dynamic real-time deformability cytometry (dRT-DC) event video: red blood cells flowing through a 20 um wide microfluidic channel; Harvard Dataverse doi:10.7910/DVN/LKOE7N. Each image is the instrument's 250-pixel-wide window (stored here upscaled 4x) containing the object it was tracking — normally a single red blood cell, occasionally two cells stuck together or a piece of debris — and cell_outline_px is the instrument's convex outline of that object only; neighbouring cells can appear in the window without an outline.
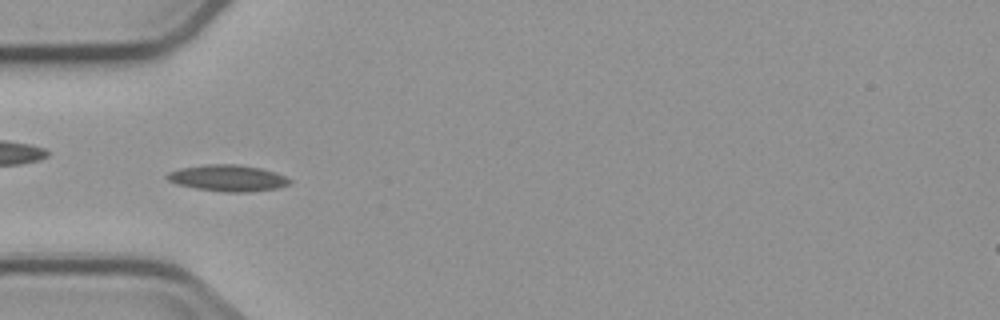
{"species": "common noctule bat (a hibernating species)", "species_latin": "Nyctalus noctula", "temperature_condition": "cold", "stored_images_in_passage": 8, "camera_frame_rate_fps": 3000, "um_per_image_px": 0.085, "animal": {"sex": "male", "body_mass_g": 23.1, "forearm_length_mm": 52.7}, "frame": {"image": 1, "passage_image": 4, "time_ms": 4.333, "image_size_px": [1000, 320], "cell_outline_px": [[292, 184], [276, 188], [248, 192], [224, 192], [196, 188], [176, 184], [168, 180], [164, 176], [168, 172], [180, 168], [204, 164], [236, 164], [260, 168], [276, 172], [292, 180]], "centroid_in_image_um": [19.35, 15.13], "position_along_channel_um": 65.6, "area_um2": 18.96}}
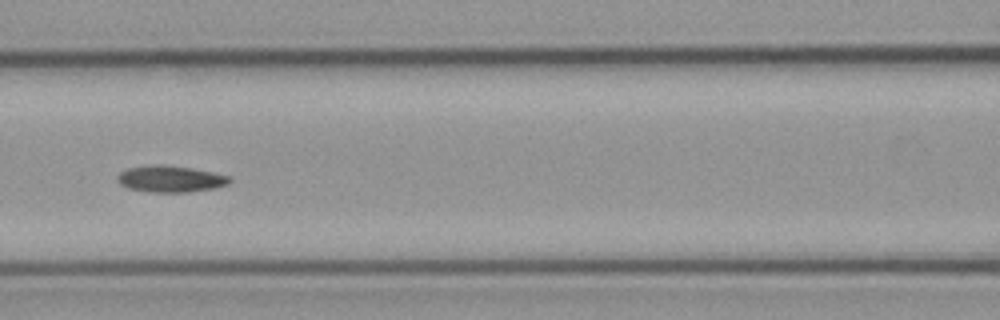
{"frame": {"image": 2, "passage_image": 6, "time_ms": 6.667, "image_size_px": [1000, 320], "cell_outline_px": [[232, 180], [228, 184], [216, 188], [188, 192], [148, 192], [128, 188], [120, 184], [116, 180], [116, 176], [120, 172], [128, 168], [160, 164], [192, 168], [232, 176]], "centroid_in_image_um": [14.5, 15.21], "position_along_channel_um": 152.1, "area_um2": 17.46}}
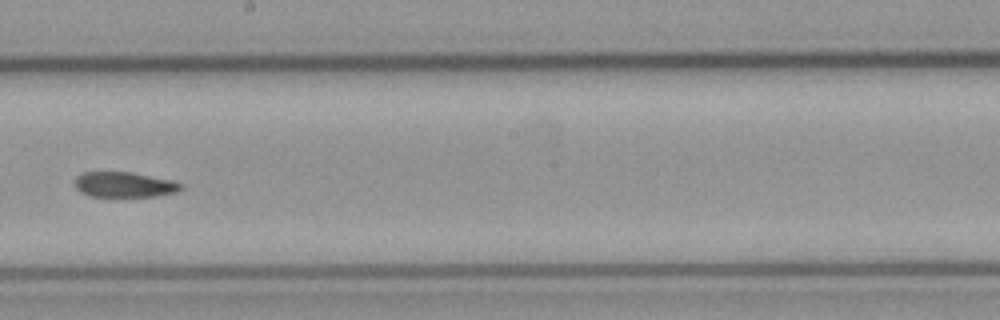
{"frame": {"image": 3, "passage_image": 8, "time_ms": 9.0, "image_size_px": [1000, 320], "cell_outline_px": [[184, 188], [176, 192], [156, 196], [112, 200], [88, 196], [80, 192], [72, 184], [72, 180], [80, 172], [132, 172], [176, 180], [184, 184]], "centroid_in_image_um": [10.53, 15.74], "position_along_channel_um": 237.7, "area_um2": 17.11}}